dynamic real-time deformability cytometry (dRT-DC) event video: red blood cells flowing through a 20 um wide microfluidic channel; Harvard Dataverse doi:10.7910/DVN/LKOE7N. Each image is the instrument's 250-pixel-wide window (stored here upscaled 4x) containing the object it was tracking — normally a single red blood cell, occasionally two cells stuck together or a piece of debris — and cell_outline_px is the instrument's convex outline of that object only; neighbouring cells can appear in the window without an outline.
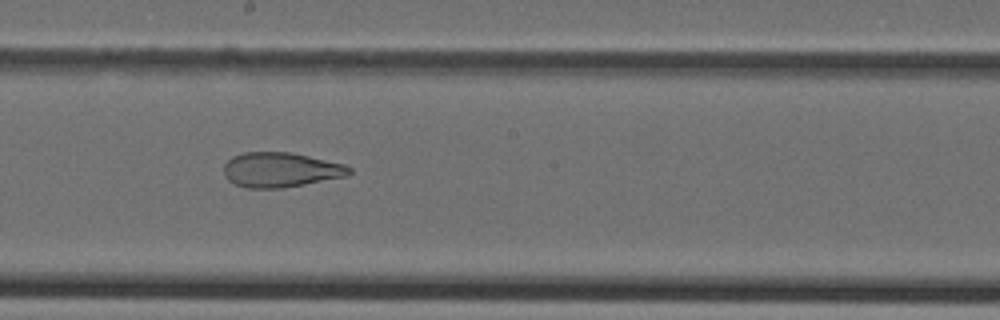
{"species": "Egyptian fruit bat (a non-hibernating species)", "species_latin": "Rousettus aegyptiacus", "temperature_condition": "cold", "stored_images_in_passage": 46, "camera_frame_rate_fps": 3000, "um_per_image_px": 0.085, "animal": {"sex": "female"}, "frame": {"image": 1, "passage_image": 25, "time_ms": 8.0, "image_size_px": [1000, 320], "cell_outline_px": [[352, 172], [348, 176], [284, 188], [248, 188], [236, 184], [228, 180], [224, 176], [224, 164], [232, 156], [244, 152], [292, 152], [344, 164], [352, 168]], "centroid_in_image_um": [23.86, 14.43], "position_along_channel_um": 224.3, "area_um2": 25.61}}
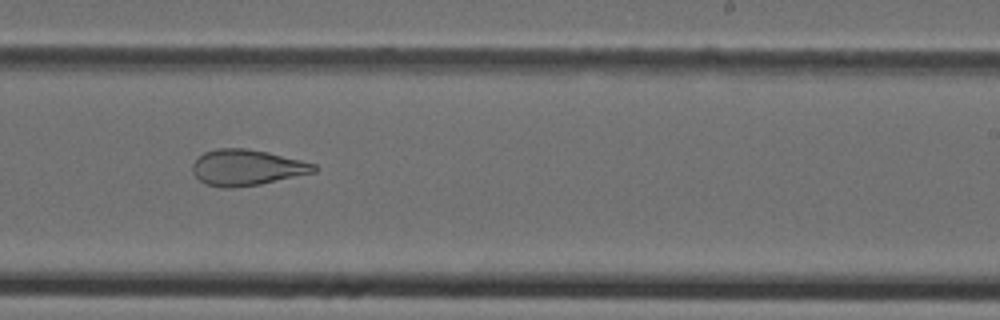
{"frame": {"image": 2, "passage_image": 28, "time_ms": 9.0, "image_size_px": [1000, 320], "cell_outline_px": [[320, 168], [316, 172], [260, 184], [232, 188], [220, 188], [208, 184], [200, 180], [192, 172], [192, 164], [204, 152], [216, 148], [244, 148], [268, 152], [316, 164]], "centroid_in_image_um": [20.99, 14.24], "position_along_channel_um": 268.0, "area_um2": 25.43}}
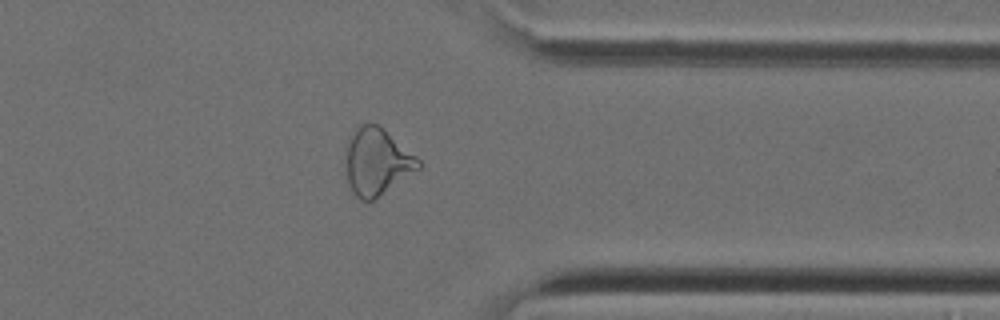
{"frame": {"image": 3, "passage_image": 36, "time_ms": 11.667, "image_size_px": [1000, 320], "cell_outline_px": [[420, 168], [372, 200], [360, 200], [352, 192], [348, 184], [348, 144], [356, 128], [364, 124], [376, 124], [384, 128], [416, 156], [420, 160]], "centroid_in_image_um": [32.07, 13.75], "position_along_channel_um": 379.3, "area_um2": 27.34}}